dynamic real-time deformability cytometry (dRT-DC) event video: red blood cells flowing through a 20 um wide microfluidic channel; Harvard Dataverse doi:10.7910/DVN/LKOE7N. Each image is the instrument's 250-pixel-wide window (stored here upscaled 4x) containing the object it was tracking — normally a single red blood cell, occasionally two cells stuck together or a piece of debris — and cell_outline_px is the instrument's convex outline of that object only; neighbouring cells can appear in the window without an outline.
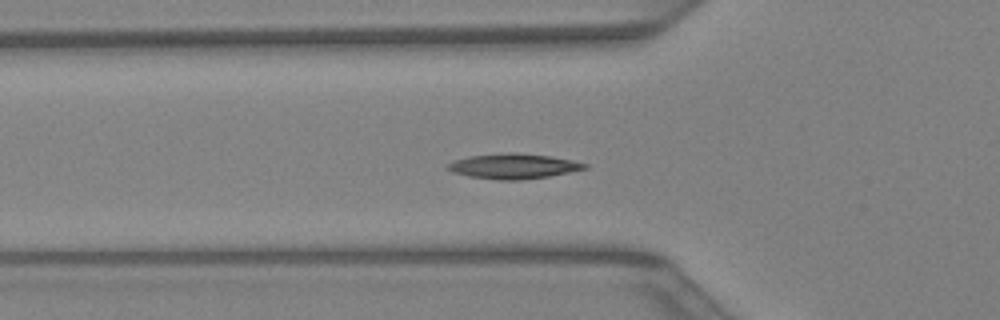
{"species": "Egyptian fruit bat (a non-hibernating species)", "species_latin": "Rousettus aegyptiacus", "temperature_condition": "warm", "stored_images_in_passage": 30, "camera_frame_rate_fps": 3000, "um_per_image_px": 0.085, "animal": {"sex": "female"}, "frame": {"image": 1, "passage_image": 2, "time_ms": 0.333, "image_size_px": [1000, 320], "cell_outline_px": [[588, 168], [548, 176], [520, 180], [500, 180], [468, 176], [452, 172], [444, 168], [448, 164], [456, 160], [468, 156], [508, 152], [512, 152], [548, 156], [572, 160], [588, 164]], "centroid_in_image_um": [43.61, 14.12], "position_along_channel_um": 82.2, "area_um2": 19.88}}
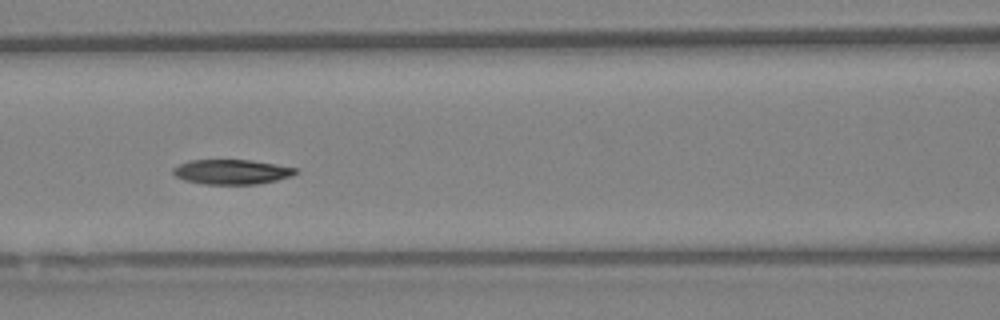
{"frame": {"image": 2, "passage_image": 6, "time_ms": 1.667, "image_size_px": [1000, 320], "cell_outline_px": [[300, 172], [292, 176], [276, 180], [256, 184], [204, 184], [184, 180], [176, 176], [172, 172], [172, 168], [188, 160], [252, 160], [276, 164], [296, 168]], "centroid_in_image_um": [19.71, 14.6], "position_along_channel_um": 146.9, "area_um2": 17.74}}
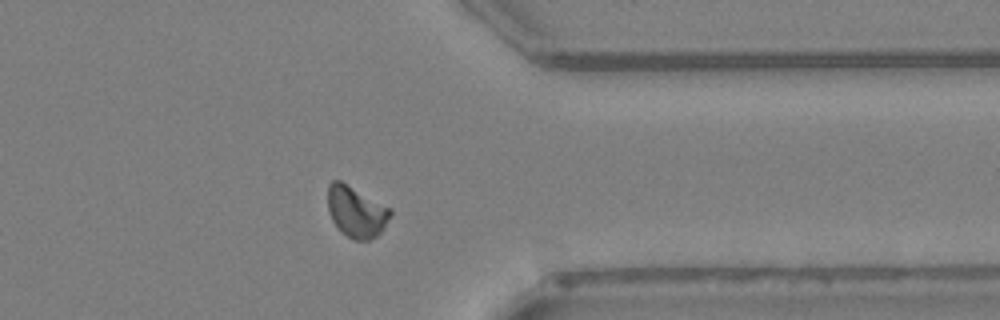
{"frame": {"image": 3, "passage_image": 21, "time_ms": 6.667, "image_size_px": [1000, 320], "cell_outline_px": [[392, 212], [384, 228], [376, 236], [368, 240], [352, 240], [332, 220], [328, 208], [328, 184], [332, 180], [340, 180], [392, 208]], "centroid_in_image_um": [30.3, 17.97], "position_along_channel_um": 381.1, "area_um2": 18.5}}